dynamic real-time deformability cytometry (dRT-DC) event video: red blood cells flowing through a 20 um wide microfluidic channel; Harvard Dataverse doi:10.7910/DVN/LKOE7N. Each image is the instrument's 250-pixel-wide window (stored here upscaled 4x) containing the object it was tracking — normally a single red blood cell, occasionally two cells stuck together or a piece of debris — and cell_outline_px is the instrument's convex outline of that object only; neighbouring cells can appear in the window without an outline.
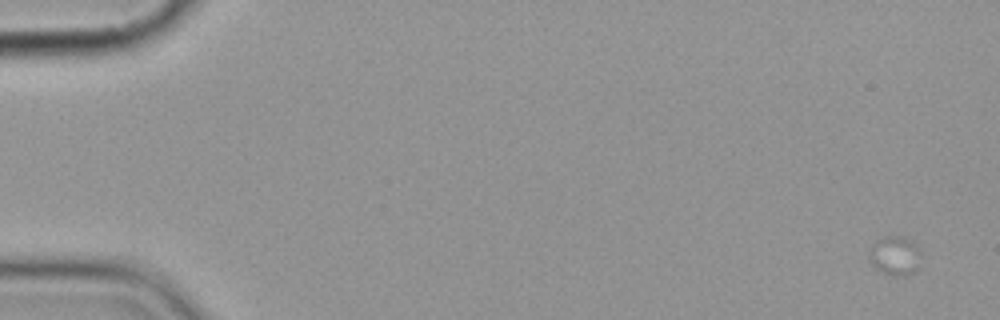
{"species": "common noctule bat (a hibernating species)", "species_latin": "Nyctalus noctula", "temperature_condition": "cold", "stored_images_in_passage": 4, "camera_frame_rate_fps": 3000, "um_per_image_px": 0.085, "animal": {"sex": "female", "body_mass_g": 19.9}, "frame": {"image": 1, "passage_image": 1, "time_ms": 0.0, "image_size_px": [1000, 320], "cell_outline_px": [[920, 252], [916, 272], [904, 276], [896, 276], [884, 272], [876, 268], [872, 264], [868, 256], [868, 252], [880, 236], [904, 236]], "centroid_in_image_um": [76.04, 21.74], "position_along_channel_um": 9.0, "area_um2": 11.56}}